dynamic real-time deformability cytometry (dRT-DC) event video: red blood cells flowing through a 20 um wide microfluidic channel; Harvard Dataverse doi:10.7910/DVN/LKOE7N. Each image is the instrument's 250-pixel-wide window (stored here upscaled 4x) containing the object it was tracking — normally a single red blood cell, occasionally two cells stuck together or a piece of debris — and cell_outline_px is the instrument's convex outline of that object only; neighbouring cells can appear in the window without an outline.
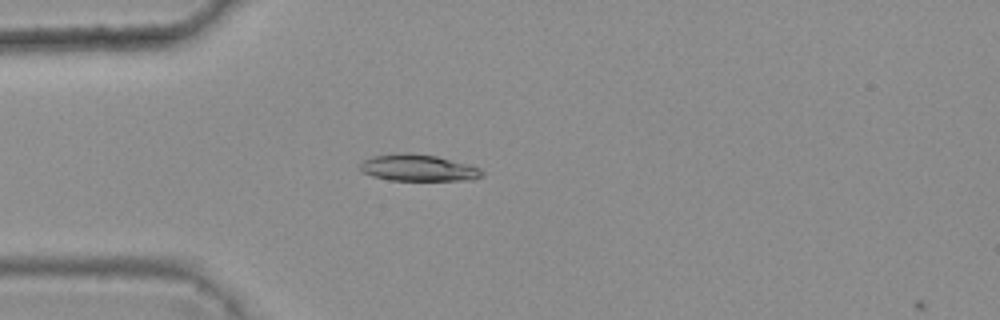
{"species": "common noctule bat (a hibernating species)", "species_latin": "Nyctalus noctula", "temperature_condition": "warm", "stored_images_in_passage": 3, "camera_frame_rate_fps": 3000, "um_per_image_px": 0.085, "animal": {"sex": "female", "body_mass_g": 25.1}, "frame": {"image": 1, "passage_image": 2, "time_ms": 0.333, "image_size_px": [1000, 320], "cell_outline_px": [[484, 176], [472, 180], [388, 180], [372, 176], [364, 172], [360, 168], [360, 164], [364, 160], [372, 156], [404, 152], [408, 152], [436, 156], [480, 168], [484, 172]], "centroid_in_image_um": [35.55, 14.27], "position_along_channel_um": 49.4, "area_um2": 18.84}}